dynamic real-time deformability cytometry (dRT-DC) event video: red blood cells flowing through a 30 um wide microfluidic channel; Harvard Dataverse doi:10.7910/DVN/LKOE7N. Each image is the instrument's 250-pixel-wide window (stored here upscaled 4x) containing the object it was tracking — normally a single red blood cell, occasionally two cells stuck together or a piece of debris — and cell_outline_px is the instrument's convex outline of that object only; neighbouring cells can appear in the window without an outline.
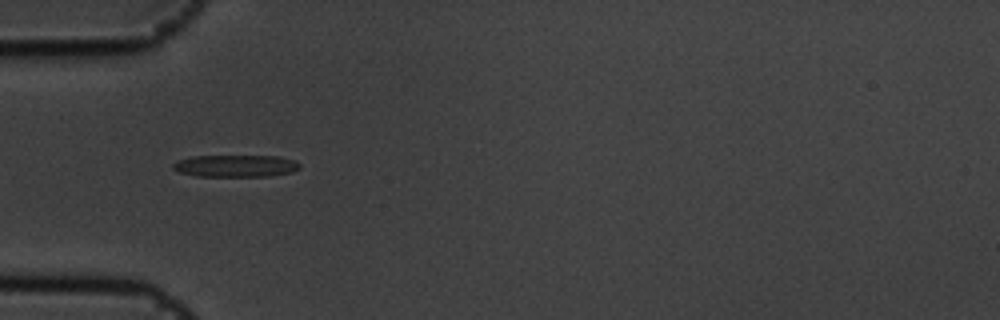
{"species": "common noctule bat (a hibernating species)", "species_latin": "Nyctalus noctula", "temperature_condition": "cold", "stored_images_in_passage": 45, "camera_frame_rate_fps": 3000, "um_per_image_px": 0.085, "animal": {"sex": "male", "body_mass_g": 19.5, "forearm_length_mm": 54.6}, "frame": {"image": 1, "passage_image": 7, "time_ms": 2.0, "image_size_px": [1000, 320], "cell_outline_px": [[300, 168], [292, 172], [268, 176], [196, 176], [180, 172], [172, 168], [172, 164], [180, 160], [192, 156], [280, 156], [296, 160], [300, 164]], "centroid_in_image_um": [20.07, 14.1], "position_along_channel_um": 64.9, "area_um2": 16.3}}
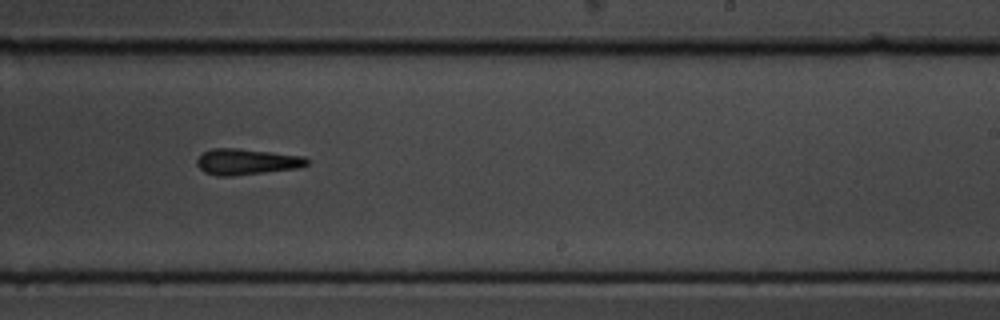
{"frame": {"image": 2, "passage_image": 24, "time_ms": 7.667, "image_size_px": [1000, 320], "cell_outline_px": [[308, 164], [300, 168], [232, 176], [216, 176], [204, 172], [196, 164], [196, 160], [204, 152], [212, 148], [236, 148], [304, 156], [308, 160]], "centroid_in_image_um": [20.95, 13.75], "position_along_channel_um": 268.0, "area_um2": 16.65}}
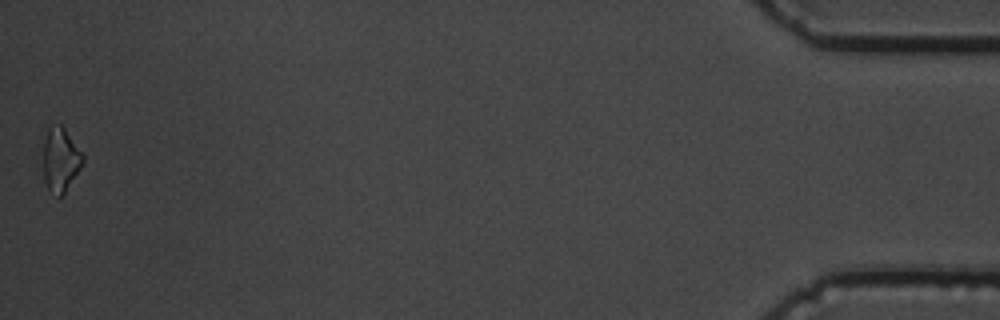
{"frame": {"image": 3, "passage_image": 45, "time_ms": 14.667, "image_size_px": [1000, 320], "cell_outline_px": [[84, 160], [80, 168], [64, 192], [60, 196], [48, 188], [44, 180], [44, 144], [48, 128], [60, 124], [64, 128], [84, 156]], "centroid_in_image_um": [5.15, 13.55], "position_along_channel_um": 430.1, "area_um2": 14.1}, "authors_computed_cell_mechanics": {"area_um2": 16.184, "velocity_mm_per_s": 3.6062, "shape_relaxation_time_tau1_ms": 5.4112, "shape_relaxation_time_tau2_ms": null, "deformation_change_tau1": 0.1523, "deformation_change_tau2": null}}